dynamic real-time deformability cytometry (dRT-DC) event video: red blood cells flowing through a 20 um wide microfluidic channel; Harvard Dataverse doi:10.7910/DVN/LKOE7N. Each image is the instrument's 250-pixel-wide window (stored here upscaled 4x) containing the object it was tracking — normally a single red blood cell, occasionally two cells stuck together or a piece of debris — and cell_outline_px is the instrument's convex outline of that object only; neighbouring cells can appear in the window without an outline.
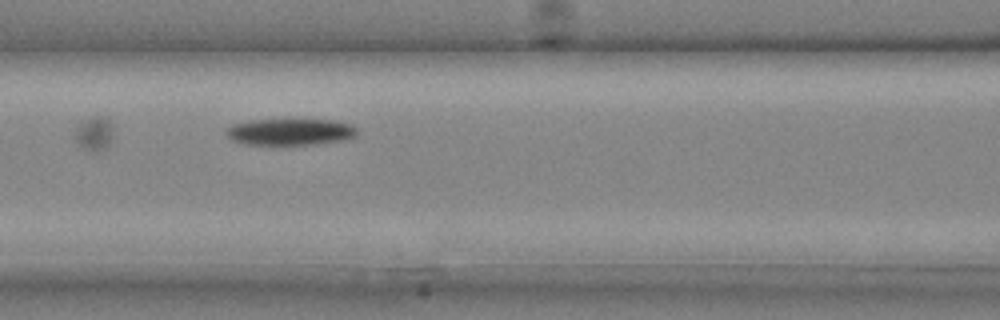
{"species": "common noctule bat (a hibernating species)", "species_latin": "Nyctalus noctula", "temperature_condition": "cold", "stored_images_in_passage": 20, "camera_frame_rate_fps": 3000, "um_per_image_px": 0.085, "animal": {"sex": "male", "body_mass_g": 20.4}, "frame": {"image": 1, "passage_image": 5, "time_ms": 1.333, "image_size_px": [1000, 320], "cell_outline_px": [[356, 136], [348, 140], [316, 144], [244, 144], [232, 140], [224, 132], [232, 124], [252, 120], [332, 120], [352, 124], [356, 128]], "centroid_in_image_um": [24.7, 11.21], "position_along_channel_um": 141.9, "area_um2": 20.23}}
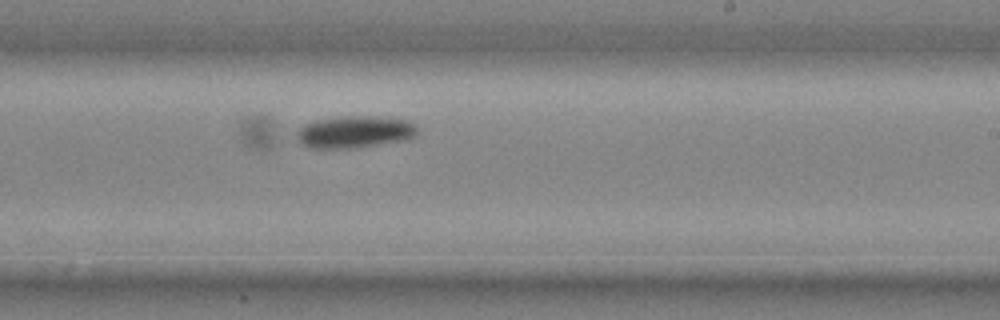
{"frame": {"image": 2, "passage_image": 11, "time_ms": 3.333, "image_size_px": [1000, 320], "cell_outline_px": [[416, 136], [404, 140], [348, 148], [312, 148], [304, 144], [296, 136], [296, 132], [304, 124], [316, 120], [344, 116], [368, 116], [408, 120], [416, 124]], "centroid_in_image_um": [30.15, 11.2], "position_along_channel_um": 258.9, "area_um2": 22.14}}
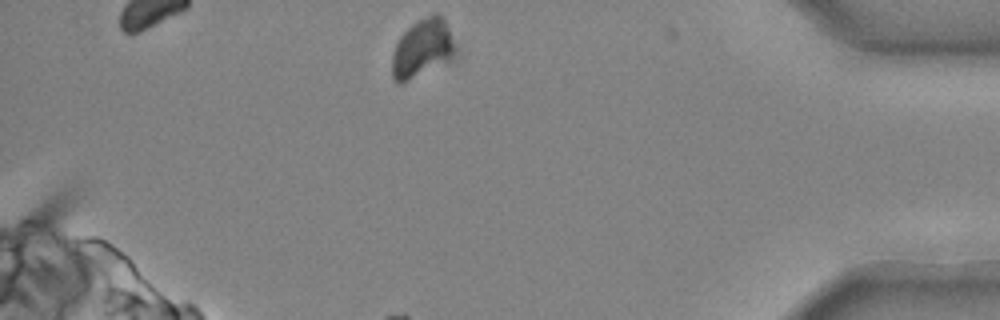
{"frame": {"image": 3, "passage_image": 20, "time_ms": 6.333, "image_size_px": [1000, 320], "cell_outline_px": [[460, 52], [452, 60], [400, 84], [396, 84], [392, 80], [392, 56], [396, 44], [400, 36], [412, 24], [432, 12], [436, 12], [444, 20], [460, 48]], "centroid_in_image_um": [35.97, 4.12], "position_along_channel_um": 399.2, "area_um2": 22.08}}